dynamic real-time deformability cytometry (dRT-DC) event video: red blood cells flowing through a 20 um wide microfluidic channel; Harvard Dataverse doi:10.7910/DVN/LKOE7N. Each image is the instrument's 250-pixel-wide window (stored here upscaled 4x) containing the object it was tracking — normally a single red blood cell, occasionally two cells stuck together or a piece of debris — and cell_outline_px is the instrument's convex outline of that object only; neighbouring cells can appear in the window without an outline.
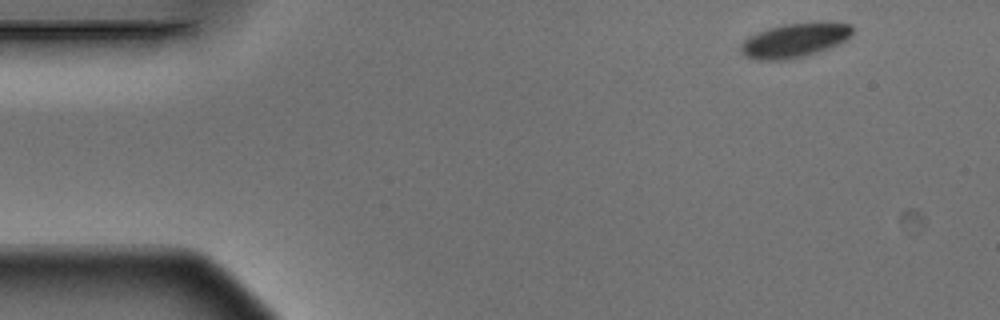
{"species": "Egyptian fruit bat (a non-hibernating species)", "species_latin": "Rousettus aegyptiacus", "temperature_condition": "warm", "stored_images_in_passage": 3, "camera_frame_rate_fps": 3000, "um_per_image_px": 0.085, "animal": {"sex": "male"}, "frame": {"image": 1, "passage_image": 1, "time_ms": 0.0, "image_size_px": [1000, 320], "cell_outline_px": [[852, 32], [848, 40], [828, 48], [804, 56], [784, 60], [756, 60], [744, 56], [740, 52], [740, 44], [748, 36], [756, 32], [768, 28], [784, 24], [820, 20], [828, 20], [852, 24]], "centroid_in_image_um": [67.56, 3.39], "position_along_channel_um": 17.4, "area_um2": 22.95}}
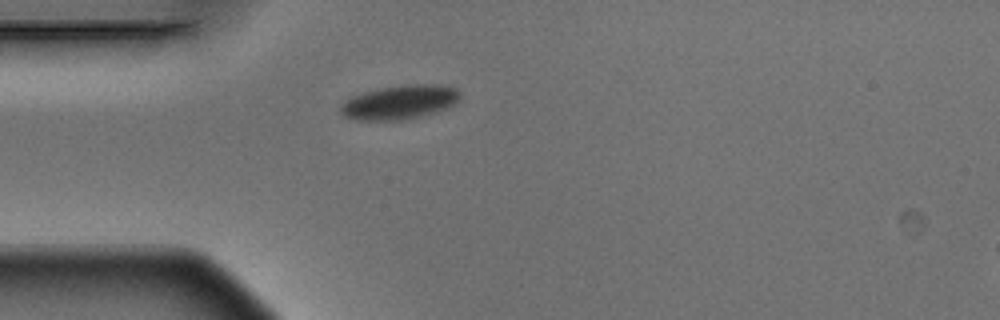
{"frame": {"image": 2, "passage_image": 3, "time_ms": 0.667, "image_size_px": [1000, 320], "cell_outline_px": [[460, 96], [456, 104], [448, 108], [420, 116], [400, 120], [356, 120], [344, 116], [340, 112], [340, 108], [344, 100], [352, 96], [364, 92], [380, 88], [408, 84], [440, 84], [456, 88], [460, 92]], "centroid_in_image_um": [33.98, 8.68], "position_along_channel_um": 51.0, "area_um2": 23.81}}